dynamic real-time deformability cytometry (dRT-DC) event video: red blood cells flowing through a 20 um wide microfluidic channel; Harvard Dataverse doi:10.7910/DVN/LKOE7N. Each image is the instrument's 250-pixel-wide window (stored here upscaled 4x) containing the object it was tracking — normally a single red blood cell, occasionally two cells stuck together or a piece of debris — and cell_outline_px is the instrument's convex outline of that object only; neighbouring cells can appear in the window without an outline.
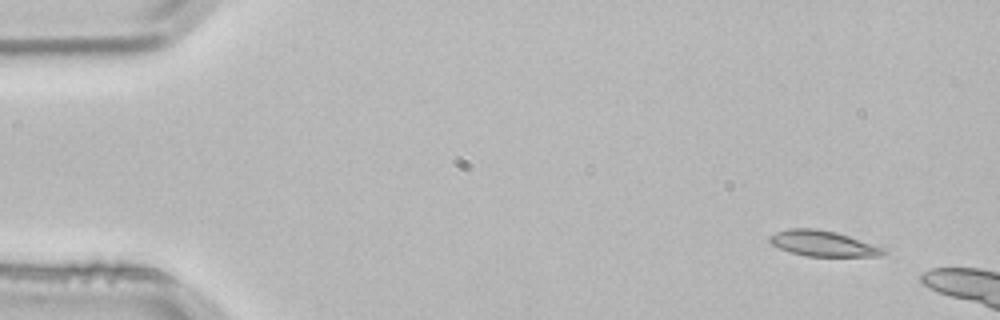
{"species": "common noctule bat (a hibernating species)", "species_latin": "Nyctalus noctula", "temperature_condition": "room temperature", "stored_images_in_passage": 3, "camera_frame_rate_fps": 3000, "um_per_image_px": 0.085, "animal": {"sex": "male", "body_mass_g": 21.5, "forearm_length_mm": 52.0}, "frame": {"image": 1, "passage_image": 3, "time_ms": 0.667, "image_size_px": [1000, 320], "cell_outline_px": [[884, 252], [880, 256], [804, 256], [788, 252], [768, 244], [768, 236], [776, 232], [788, 228], [816, 228], [836, 232], [884, 248]], "centroid_in_image_um": [69.83, 20.69], "position_along_channel_um": 15.2, "area_um2": 17.05}}